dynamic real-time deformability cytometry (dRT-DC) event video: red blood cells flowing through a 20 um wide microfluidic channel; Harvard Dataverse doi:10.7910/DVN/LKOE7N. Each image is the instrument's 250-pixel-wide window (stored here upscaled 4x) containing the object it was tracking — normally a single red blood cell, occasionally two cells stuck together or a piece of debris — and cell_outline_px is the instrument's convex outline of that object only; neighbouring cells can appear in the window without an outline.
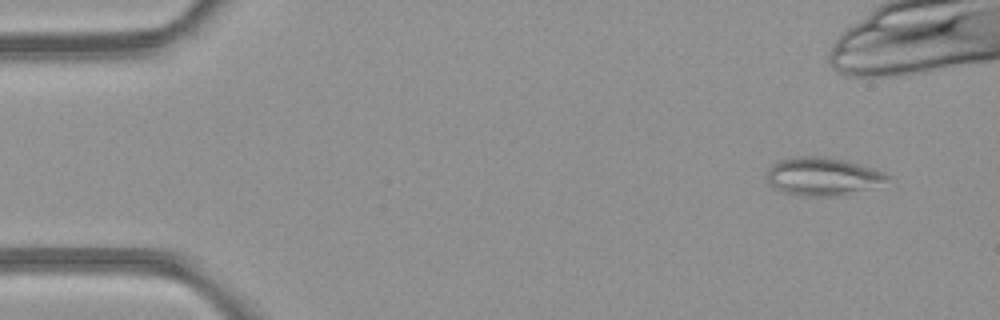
{"species": "common noctule bat (a hibernating species)", "species_latin": "Nyctalus noctula", "temperature_condition": "room temperature", "stored_images_in_passage": 47, "camera_frame_rate_fps": 3000, "um_per_image_px": 0.085, "animal": {"sex": "female", "body_mass_g": 21.9}, "frame": {"image": 1, "passage_image": 1, "time_ms": 0.0, "image_size_px": [1000, 320], "cell_outline_px": [[892, 176], [888, 180], [848, 196], [800, 196], [784, 192], [772, 188], [768, 180], [768, 168], [772, 164], [784, 160], [808, 156], [844, 160], [884, 172]], "centroid_in_image_um": [69.94, 15.04], "position_along_channel_um": 15.1, "area_um2": 26.3}}
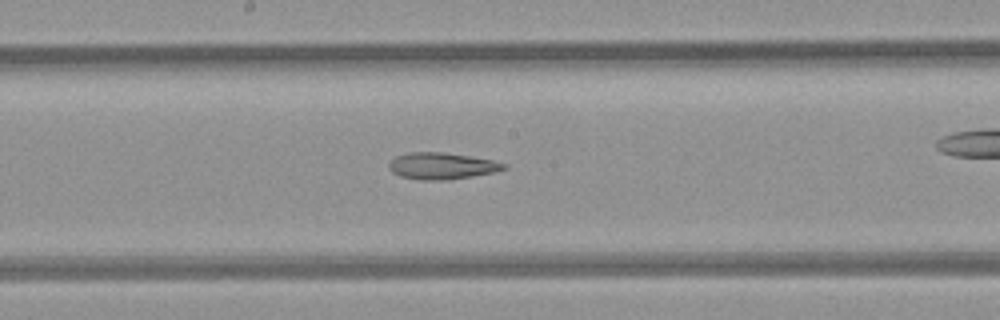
{"frame": {"image": 2, "passage_image": 23, "time_ms": 7.333, "image_size_px": [1000, 320], "cell_outline_px": [[508, 168], [496, 172], [448, 180], [420, 180], [400, 176], [392, 172], [388, 168], [388, 164], [396, 156], [412, 152], [440, 152], [468, 156], [492, 160], [508, 164]], "centroid_in_image_um": [37.57, 14.11], "position_along_channel_um": 210.6, "area_um2": 17.8}}
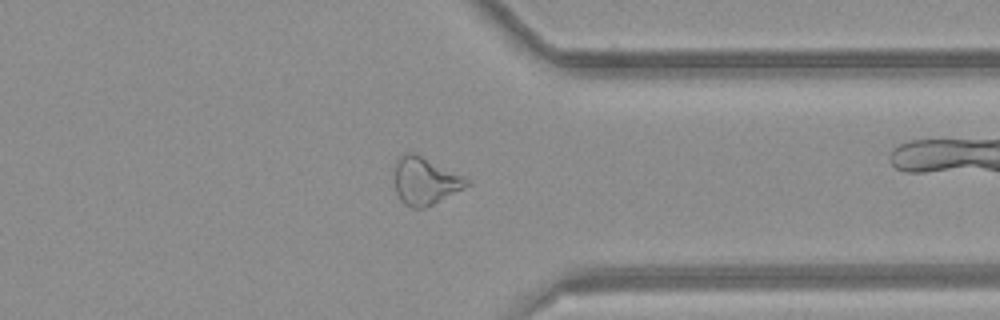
{"frame": {"image": 3, "passage_image": 35, "time_ms": 11.333, "image_size_px": [1000, 320], "cell_outline_px": [[468, 184], [432, 204], [424, 208], [412, 208], [404, 204], [400, 200], [396, 192], [396, 160], [404, 152], [416, 152], [464, 176], [468, 180]], "centroid_in_image_um": [36.09, 15.34], "position_along_channel_um": 375.3, "area_um2": 19.59}, "authors_computed_cell_mechanics": {"area_um2": 21.964, "velocity_mm_per_s": 4.2362, "shape_relaxation_time_tau1_ms": null, "shape_relaxation_time_tau2_ms": 3.8638, "deformation_change_tau1": null, "deformation_change_tau2": 0.1322}}